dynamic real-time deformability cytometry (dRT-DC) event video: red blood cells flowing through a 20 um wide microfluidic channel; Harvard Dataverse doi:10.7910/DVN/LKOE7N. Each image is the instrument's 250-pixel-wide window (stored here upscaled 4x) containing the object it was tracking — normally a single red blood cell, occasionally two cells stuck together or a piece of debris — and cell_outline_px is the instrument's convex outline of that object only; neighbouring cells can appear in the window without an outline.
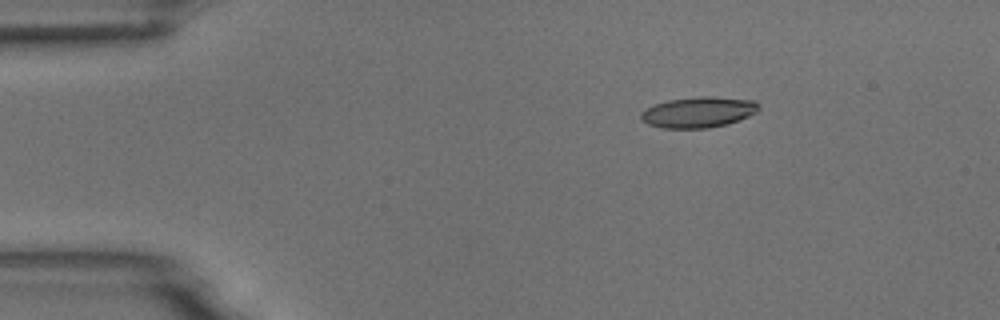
{"species": "common noctule bat (a hibernating species)", "species_latin": "Nyctalus noctula", "temperature_condition": "room temperature", "stored_images_in_passage": 4, "camera_frame_rate_fps": 3000, "um_per_image_px": 0.085, "animal": {"sex": "male", "body_mass_g": 18.8}, "frame": {"image": 1, "passage_image": 3, "time_ms": 0.667, "image_size_px": [1000, 320], "cell_outline_px": [[760, 108], [756, 112], [740, 120], [728, 124], [708, 128], [664, 128], [648, 124], [640, 120], [640, 112], [644, 108], [652, 104], [668, 100], [700, 96], [712, 96], [756, 100], [760, 104]], "centroid_in_image_um": [59.36, 9.52], "position_along_channel_um": 25.6, "area_um2": 21.5}}